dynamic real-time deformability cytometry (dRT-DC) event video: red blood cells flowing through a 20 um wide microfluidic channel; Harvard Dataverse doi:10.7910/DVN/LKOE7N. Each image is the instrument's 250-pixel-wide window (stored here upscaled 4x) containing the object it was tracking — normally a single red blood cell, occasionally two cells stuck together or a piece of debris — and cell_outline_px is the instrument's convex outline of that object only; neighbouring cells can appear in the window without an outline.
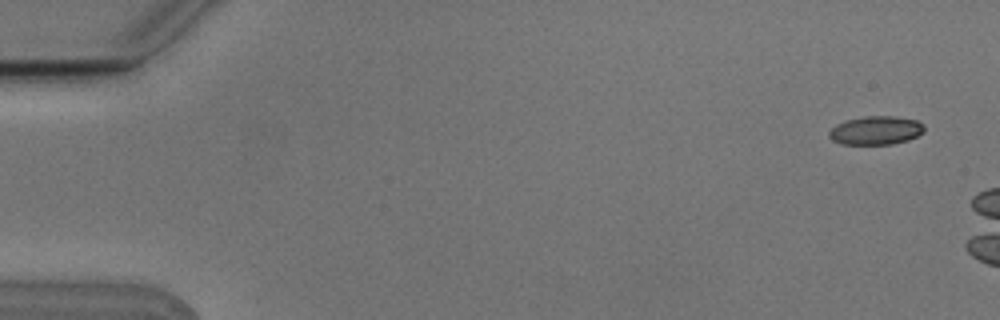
{"species": "Egyptian fruit bat (a non-hibernating species)", "species_latin": "Rousettus aegyptiacus", "temperature_condition": "cold", "stored_images_in_passage": 3, "camera_frame_rate_fps": 3000, "um_per_image_px": 0.085, "animal": {"sex": "male"}, "frame": {"image": 1, "passage_image": 1, "time_ms": 0.0, "image_size_px": [1000, 320], "cell_outline_px": [[924, 132], [908, 140], [892, 144], [840, 144], [832, 140], [828, 136], [828, 132], [836, 124], [848, 120], [864, 116], [896, 116], [916, 120], [924, 124]], "centroid_in_image_um": [74.45, 11.08], "position_along_channel_um": 10.6, "area_um2": 15.9}}